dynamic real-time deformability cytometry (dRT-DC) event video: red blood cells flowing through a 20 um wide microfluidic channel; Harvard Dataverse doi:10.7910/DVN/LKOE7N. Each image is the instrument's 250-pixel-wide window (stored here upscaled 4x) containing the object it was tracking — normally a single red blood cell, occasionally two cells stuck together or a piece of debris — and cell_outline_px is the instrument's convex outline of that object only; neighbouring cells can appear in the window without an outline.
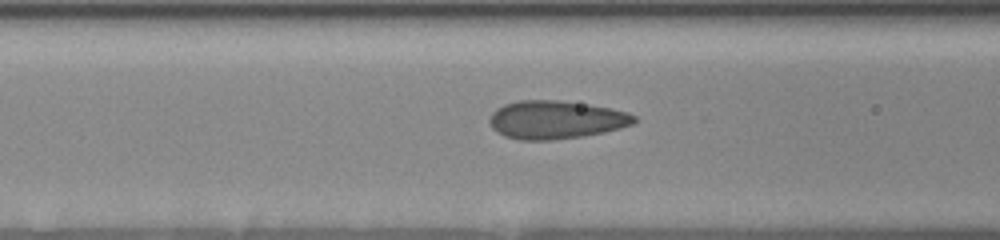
{"species": "human", "species_latin": "Homo sapiens", "temperature_condition": "room temperature", "stored_images_in_passage": 25, "camera_frame_rate_fps": 3000, "um_per_image_px": 0.085, "donor": {"sex": "female"}, "frame": {"image": 1, "passage_image": 11, "time_ms": 5.0, "image_size_px": [1000, 240], "cell_outline_px": [[636, 120], [632, 124], [620, 128], [604, 132], [584, 136], [552, 140], [520, 140], [504, 136], [496, 132], [492, 128], [488, 120], [492, 112], [496, 108], [504, 104], [520, 100], [556, 100], [588, 104], [628, 112], [636, 116]], "centroid_in_image_um": [47.21, 10.18], "position_along_channel_um": 119.4, "area_um2": 32.31}}
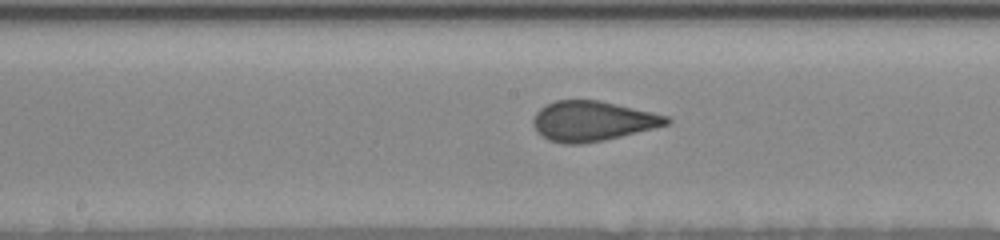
{"frame": {"image": 2, "passage_image": 15, "time_ms": 7.0, "image_size_px": [1000, 240], "cell_outline_px": [[672, 120], [668, 124], [604, 140], [580, 144], [564, 144], [548, 140], [536, 132], [532, 124], [532, 116], [540, 108], [556, 100], [600, 100], [652, 112], [668, 116]], "centroid_in_image_um": [50.31, 10.29], "position_along_channel_um": 197.9, "area_um2": 31.04}}
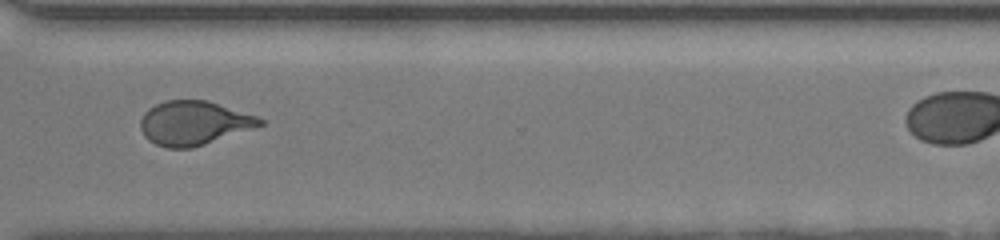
{"frame": {"image": 3, "passage_image": 22, "time_ms": 11.0, "image_size_px": [1000, 240], "cell_outline_px": [[264, 124], [192, 148], [168, 148], [156, 144], [148, 140], [144, 136], [140, 128], [140, 120], [144, 112], [148, 108], [156, 104], [168, 100], [208, 100], [256, 116], [264, 120]], "centroid_in_image_um": [16.43, 10.45], "position_along_channel_um": 354.2, "area_um2": 30.4}}